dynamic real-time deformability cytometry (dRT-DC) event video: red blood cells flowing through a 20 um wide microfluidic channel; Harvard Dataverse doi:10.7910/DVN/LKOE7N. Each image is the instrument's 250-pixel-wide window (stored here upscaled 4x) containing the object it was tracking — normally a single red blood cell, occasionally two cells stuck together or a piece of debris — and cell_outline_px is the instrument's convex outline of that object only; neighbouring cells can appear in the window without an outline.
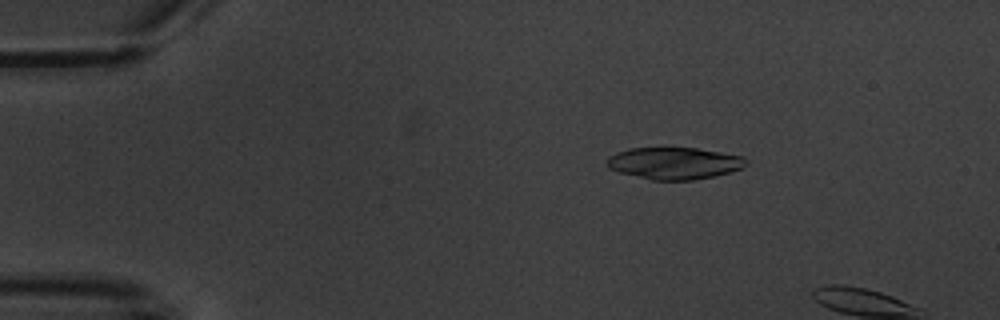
{"species": "common noctule bat (a hibernating species)", "species_latin": "Nyctalus noctula", "temperature_condition": "warm", "stored_images_in_passage": 4, "camera_frame_rate_fps": 3000, "um_per_image_px": 0.085, "animal": {"sex": "male", "body_mass_g": 20.1, "forearm_length_mm": 53.5}, "frame": {"image": 1, "passage_image": 3, "time_ms": 2.333, "image_size_px": [1000, 320], "cell_outline_px": [[748, 164], [744, 168], [732, 172], [692, 180], [652, 180], [620, 172], [608, 168], [604, 164], [604, 160], [608, 156], [616, 152], [628, 148], [660, 144], [696, 148], [744, 156], [748, 160]], "centroid_in_image_um": [57.27, 13.82], "position_along_channel_um": 27.7, "area_um2": 27.17}}